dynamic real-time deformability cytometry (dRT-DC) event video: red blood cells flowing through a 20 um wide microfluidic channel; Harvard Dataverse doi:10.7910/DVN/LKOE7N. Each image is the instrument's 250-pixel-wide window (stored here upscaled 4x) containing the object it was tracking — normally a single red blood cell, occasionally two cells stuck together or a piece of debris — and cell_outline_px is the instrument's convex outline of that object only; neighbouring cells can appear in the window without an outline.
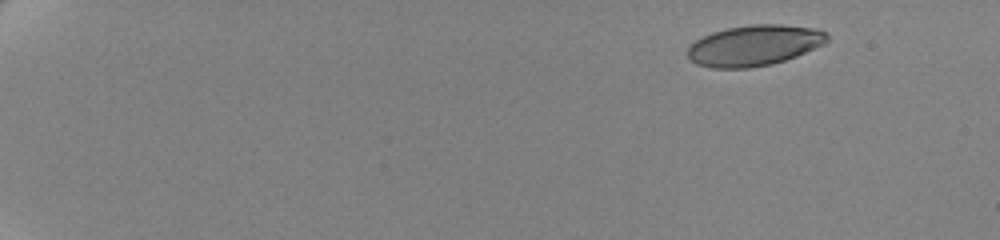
{"species": "human", "species_latin": "Homo sapiens", "temperature_condition": "cold", "stored_images_in_passage": 55, "camera_frame_rate_fps": 3000, "um_per_image_px": 0.085, "donor": {"sex": "female"}, "frame": {"image": 1, "passage_image": 1, "time_ms": 0.0, "image_size_px": [1000, 240], "cell_outline_px": [[828, 40], [824, 44], [796, 56], [772, 64], [748, 68], [712, 68], [696, 64], [688, 60], [688, 48], [696, 40], [712, 32], [728, 28], [752, 24], [780, 24], [816, 28], [828, 32]], "centroid_in_image_um": [64.12, 3.86], "position_along_channel_um": 20.9, "area_um2": 33.18}}
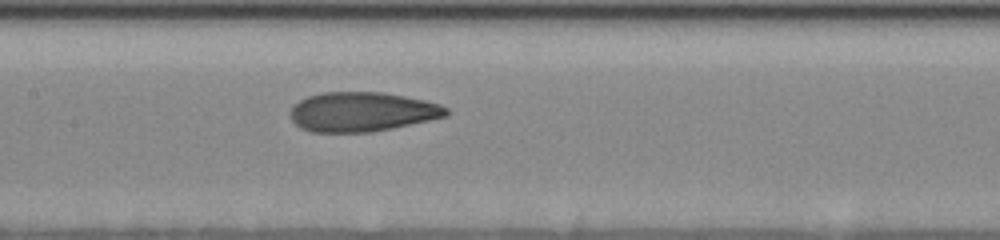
{"frame": {"image": 2, "passage_image": 28, "time_ms": 9.0, "image_size_px": [1000, 240], "cell_outline_px": [[448, 116], [392, 128], [372, 132], [312, 132], [300, 128], [292, 120], [292, 108], [300, 100], [308, 96], [324, 92], [384, 92], [424, 100], [440, 104], [448, 108]], "centroid_in_image_um": [30.8, 9.5], "position_along_channel_um": 176.6, "area_um2": 35.72}}
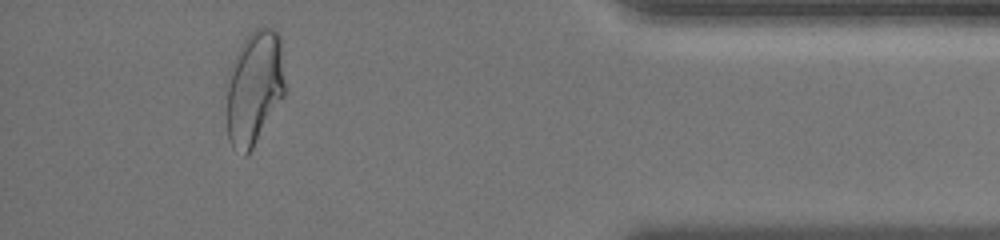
{"frame": {"image": 3, "passage_image": 51, "time_ms": 16.667, "image_size_px": [1000, 240], "cell_outline_px": [[284, 96], [248, 156], [244, 156], [232, 148], [228, 140], [224, 84], [224, 80], [232, 60], [236, 52], [244, 40], [256, 28], [276, 28], [280, 36], [284, 80]], "centroid_in_image_um": [21.55, 7.49], "position_along_channel_um": 413.7, "area_um2": 39.94}, "authors_computed_cell_mechanics": {"area_um2": 35.8938, "velocity_mm_per_s": 3.4789, "shape_relaxation_time_tau1_ms": 5.3809, "shape_relaxation_time_tau2_ms": 1.4259, "deformation_change_tau1": 0.183, "deformation_change_tau2": 0.0763}}